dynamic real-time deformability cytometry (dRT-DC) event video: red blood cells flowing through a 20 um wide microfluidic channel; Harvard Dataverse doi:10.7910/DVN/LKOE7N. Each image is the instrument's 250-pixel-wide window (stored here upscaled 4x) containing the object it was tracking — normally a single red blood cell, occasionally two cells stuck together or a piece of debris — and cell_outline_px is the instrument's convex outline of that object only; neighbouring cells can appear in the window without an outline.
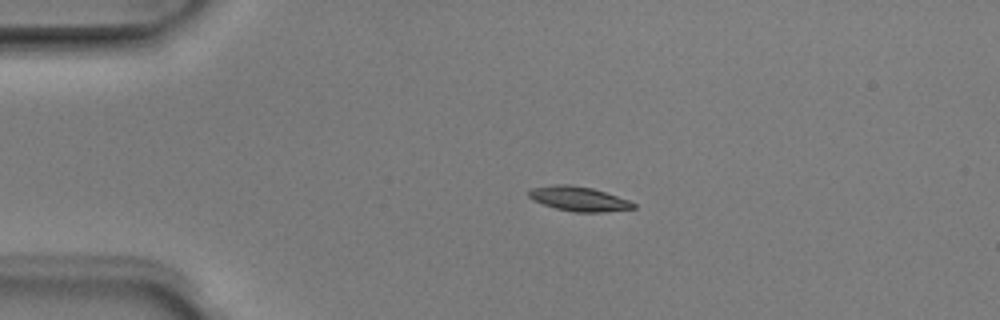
{"species": "Egyptian fruit bat (a non-hibernating species)", "species_latin": "Rousettus aegyptiacus", "temperature_condition": "room temperature", "stored_images_in_passage": 4, "camera_frame_rate_fps": 3000, "um_per_image_px": 0.085, "animal": {"sex": "male"}, "frame": {"image": 1, "passage_image": 3, "time_ms": 0.667, "image_size_px": [1000, 320], "cell_outline_px": [[636, 208], [604, 212], [572, 212], [556, 208], [532, 200], [528, 196], [528, 192], [532, 188], [556, 184], [572, 184], [592, 188], [628, 200], [636, 204]], "centroid_in_image_um": [49.18, 16.9], "position_along_channel_um": 35.8, "area_um2": 14.91}}